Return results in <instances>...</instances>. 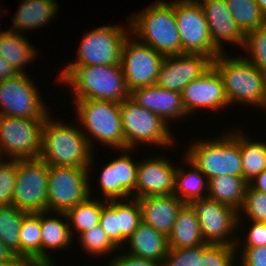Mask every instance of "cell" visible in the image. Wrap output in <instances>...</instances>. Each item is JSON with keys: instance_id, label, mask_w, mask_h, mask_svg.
Returning a JSON list of instances; mask_svg holds the SVG:
<instances>
[{"instance_id": "cell-3", "label": "cell", "mask_w": 266, "mask_h": 266, "mask_svg": "<svg viewBox=\"0 0 266 266\" xmlns=\"http://www.w3.org/2000/svg\"><path fill=\"white\" fill-rule=\"evenodd\" d=\"M93 152L80 127L55 121L49 115L42 130L40 159L48 166L91 168Z\"/></svg>"}, {"instance_id": "cell-15", "label": "cell", "mask_w": 266, "mask_h": 266, "mask_svg": "<svg viewBox=\"0 0 266 266\" xmlns=\"http://www.w3.org/2000/svg\"><path fill=\"white\" fill-rule=\"evenodd\" d=\"M127 37L122 47L121 67L129 91L156 85L164 55L152 47Z\"/></svg>"}, {"instance_id": "cell-47", "label": "cell", "mask_w": 266, "mask_h": 266, "mask_svg": "<svg viewBox=\"0 0 266 266\" xmlns=\"http://www.w3.org/2000/svg\"><path fill=\"white\" fill-rule=\"evenodd\" d=\"M19 74L3 57L0 56V82Z\"/></svg>"}, {"instance_id": "cell-32", "label": "cell", "mask_w": 266, "mask_h": 266, "mask_svg": "<svg viewBox=\"0 0 266 266\" xmlns=\"http://www.w3.org/2000/svg\"><path fill=\"white\" fill-rule=\"evenodd\" d=\"M240 132L242 177L249 183L266 170V143L252 140Z\"/></svg>"}, {"instance_id": "cell-13", "label": "cell", "mask_w": 266, "mask_h": 266, "mask_svg": "<svg viewBox=\"0 0 266 266\" xmlns=\"http://www.w3.org/2000/svg\"><path fill=\"white\" fill-rule=\"evenodd\" d=\"M27 73L0 82V116L47 119L50 115Z\"/></svg>"}, {"instance_id": "cell-31", "label": "cell", "mask_w": 266, "mask_h": 266, "mask_svg": "<svg viewBox=\"0 0 266 266\" xmlns=\"http://www.w3.org/2000/svg\"><path fill=\"white\" fill-rule=\"evenodd\" d=\"M88 196L83 202L72 207L67 213H55L58 216L65 218L72 226L75 232L79 234L97 226L100 221L102 207L106 204V200L92 199Z\"/></svg>"}, {"instance_id": "cell-44", "label": "cell", "mask_w": 266, "mask_h": 266, "mask_svg": "<svg viewBox=\"0 0 266 266\" xmlns=\"http://www.w3.org/2000/svg\"><path fill=\"white\" fill-rule=\"evenodd\" d=\"M242 249L241 266H266V245L257 247H236Z\"/></svg>"}, {"instance_id": "cell-51", "label": "cell", "mask_w": 266, "mask_h": 266, "mask_svg": "<svg viewBox=\"0 0 266 266\" xmlns=\"http://www.w3.org/2000/svg\"><path fill=\"white\" fill-rule=\"evenodd\" d=\"M262 108L266 109V98H265V102Z\"/></svg>"}, {"instance_id": "cell-23", "label": "cell", "mask_w": 266, "mask_h": 266, "mask_svg": "<svg viewBox=\"0 0 266 266\" xmlns=\"http://www.w3.org/2000/svg\"><path fill=\"white\" fill-rule=\"evenodd\" d=\"M126 244H129V252L126 253L159 263L163 262L169 251L168 237L143 222L126 240Z\"/></svg>"}, {"instance_id": "cell-5", "label": "cell", "mask_w": 266, "mask_h": 266, "mask_svg": "<svg viewBox=\"0 0 266 266\" xmlns=\"http://www.w3.org/2000/svg\"><path fill=\"white\" fill-rule=\"evenodd\" d=\"M230 132V133H229ZM222 137L197 140L189 145L185 156L207 177L222 175L242 177L240 131H229Z\"/></svg>"}, {"instance_id": "cell-30", "label": "cell", "mask_w": 266, "mask_h": 266, "mask_svg": "<svg viewBox=\"0 0 266 266\" xmlns=\"http://www.w3.org/2000/svg\"><path fill=\"white\" fill-rule=\"evenodd\" d=\"M19 233V258L33 266H41L40 213H27Z\"/></svg>"}, {"instance_id": "cell-11", "label": "cell", "mask_w": 266, "mask_h": 266, "mask_svg": "<svg viewBox=\"0 0 266 266\" xmlns=\"http://www.w3.org/2000/svg\"><path fill=\"white\" fill-rule=\"evenodd\" d=\"M175 18L182 53L203 54L212 61L221 53L210 38L204 10L197 0H175Z\"/></svg>"}, {"instance_id": "cell-29", "label": "cell", "mask_w": 266, "mask_h": 266, "mask_svg": "<svg viewBox=\"0 0 266 266\" xmlns=\"http://www.w3.org/2000/svg\"><path fill=\"white\" fill-rule=\"evenodd\" d=\"M248 183L243 177L233 175L217 176L209 180L208 198L228 205L239 212L244 203Z\"/></svg>"}, {"instance_id": "cell-17", "label": "cell", "mask_w": 266, "mask_h": 266, "mask_svg": "<svg viewBox=\"0 0 266 266\" xmlns=\"http://www.w3.org/2000/svg\"><path fill=\"white\" fill-rule=\"evenodd\" d=\"M181 97L187 117L201 108L220 111L229 106L222 77L213 65L199 78L191 81L182 90Z\"/></svg>"}, {"instance_id": "cell-40", "label": "cell", "mask_w": 266, "mask_h": 266, "mask_svg": "<svg viewBox=\"0 0 266 266\" xmlns=\"http://www.w3.org/2000/svg\"><path fill=\"white\" fill-rule=\"evenodd\" d=\"M17 177V160L0 161V206L12 205Z\"/></svg>"}, {"instance_id": "cell-12", "label": "cell", "mask_w": 266, "mask_h": 266, "mask_svg": "<svg viewBox=\"0 0 266 266\" xmlns=\"http://www.w3.org/2000/svg\"><path fill=\"white\" fill-rule=\"evenodd\" d=\"M48 172L40 158L17 160L12 205L29 214L47 211Z\"/></svg>"}, {"instance_id": "cell-42", "label": "cell", "mask_w": 266, "mask_h": 266, "mask_svg": "<svg viewBox=\"0 0 266 266\" xmlns=\"http://www.w3.org/2000/svg\"><path fill=\"white\" fill-rule=\"evenodd\" d=\"M196 246L182 249H169L162 266H195Z\"/></svg>"}, {"instance_id": "cell-19", "label": "cell", "mask_w": 266, "mask_h": 266, "mask_svg": "<svg viewBox=\"0 0 266 266\" xmlns=\"http://www.w3.org/2000/svg\"><path fill=\"white\" fill-rule=\"evenodd\" d=\"M176 168L170 159L160 155L138 161L135 193L131 198L174 194Z\"/></svg>"}, {"instance_id": "cell-50", "label": "cell", "mask_w": 266, "mask_h": 266, "mask_svg": "<svg viewBox=\"0 0 266 266\" xmlns=\"http://www.w3.org/2000/svg\"><path fill=\"white\" fill-rule=\"evenodd\" d=\"M0 266H33L31 263H0Z\"/></svg>"}, {"instance_id": "cell-33", "label": "cell", "mask_w": 266, "mask_h": 266, "mask_svg": "<svg viewBox=\"0 0 266 266\" xmlns=\"http://www.w3.org/2000/svg\"><path fill=\"white\" fill-rule=\"evenodd\" d=\"M225 2L230 15L245 35L266 24V17L255 0H225Z\"/></svg>"}, {"instance_id": "cell-21", "label": "cell", "mask_w": 266, "mask_h": 266, "mask_svg": "<svg viewBox=\"0 0 266 266\" xmlns=\"http://www.w3.org/2000/svg\"><path fill=\"white\" fill-rule=\"evenodd\" d=\"M130 98L140 106L157 114L168 125L174 118L186 117L181 93L160 88L157 85L140 87L130 92Z\"/></svg>"}, {"instance_id": "cell-1", "label": "cell", "mask_w": 266, "mask_h": 266, "mask_svg": "<svg viewBox=\"0 0 266 266\" xmlns=\"http://www.w3.org/2000/svg\"><path fill=\"white\" fill-rule=\"evenodd\" d=\"M58 80L68 87L74 99L113 101L130 97L121 64L66 66Z\"/></svg>"}, {"instance_id": "cell-2", "label": "cell", "mask_w": 266, "mask_h": 266, "mask_svg": "<svg viewBox=\"0 0 266 266\" xmlns=\"http://www.w3.org/2000/svg\"><path fill=\"white\" fill-rule=\"evenodd\" d=\"M129 17L132 36L164 56L183 54L175 18V0H156Z\"/></svg>"}, {"instance_id": "cell-36", "label": "cell", "mask_w": 266, "mask_h": 266, "mask_svg": "<svg viewBox=\"0 0 266 266\" xmlns=\"http://www.w3.org/2000/svg\"><path fill=\"white\" fill-rule=\"evenodd\" d=\"M237 252L236 245H212L205 242L196 246L195 266H233Z\"/></svg>"}, {"instance_id": "cell-45", "label": "cell", "mask_w": 266, "mask_h": 266, "mask_svg": "<svg viewBox=\"0 0 266 266\" xmlns=\"http://www.w3.org/2000/svg\"><path fill=\"white\" fill-rule=\"evenodd\" d=\"M120 254L111 258L110 263L106 266H162V263L151 259L135 257L124 252Z\"/></svg>"}, {"instance_id": "cell-27", "label": "cell", "mask_w": 266, "mask_h": 266, "mask_svg": "<svg viewBox=\"0 0 266 266\" xmlns=\"http://www.w3.org/2000/svg\"><path fill=\"white\" fill-rule=\"evenodd\" d=\"M23 36L25 35L10 29L0 32V56L18 73H26L25 65L38 56L37 49Z\"/></svg>"}, {"instance_id": "cell-34", "label": "cell", "mask_w": 266, "mask_h": 266, "mask_svg": "<svg viewBox=\"0 0 266 266\" xmlns=\"http://www.w3.org/2000/svg\"><path fill=\"white\" fill-rule=\"evenodd\" d=\"M125 201H122V199H120V201L119 199L116 200L118 249L120 251L123 248L122 245L126 243V240L142 222L140 203L138 199L128 198Z\"/></svg>"}, {"instance_id": "cell-18", "label": "cell", "mask_w": 266, "mask_h": 266, "mask_svg": "<svg viewBox=\"0 0 266 266\" xmlns=\"http://www.w3.org/2000/svg\"><path fill=\"white\" fill-rule=\"evenodd\" d=\"M129 150V151H128ZM130 150L125 151L120 157L114 158L108 164H105L99 178V187L102 194V199L117 200L128 199L135 192L138 162H134L129 156Z\"/></svg>"}, {"instance_id": "cell-22", "label": "cell", "mask_w": 266, "mask_h": 266, "mask_svg": "<svg viewBox=\"0 0 266 266\" xmlns=\"http://www.w3.org/2000/svg\"><path fill=\"white\" fill-rule=\"evenodd\" d=\"M142 222L169 236L184 203L174 194L138 198Z\"/></svg>"}, {"instance_id": "cell-49", "label": "cell", "mask_w": 266, "mask_h": 266, "mask_svg": "<svg viewBox=\"0 0 266 266\" xmlns=\"http://www.w3.org/2000/svg\"><path fill=\"white\" fill-rule=\"evenodd\" d=\"M255 1L260 7L262 14L266 17V0H255Z\"/></svg>"}, {"instance_id": "cell-25", "label": "cell", "mask_w": 266, "mask_h": 266, "mask_svg": "<svg viewBox=\"0 0 266 266\" xmlns=\"http://www.w3.org/2000/svg\"><path fill=\"white\" fill-rule=\"evenodd\" d=\"M57 9L55 0H23L13 16V27L10 30L23 34L25 30L43 27L54 18Z\"/></svg>"}, {"instance_id": "cell-16", "label": "cell", "mask_w": 266, "mask_h": 266, "mask_svg": "<svg viewBox=\"0 0 266 266\" xmlns=\"http://www.w3.org/2000/svg\"><path fill=\"white\" fill-rule=\"evenodd\" d=\"M212 65L203 54L183 53L165 56L158 73L156 85L179 93L193 80L199 78Z\"/></svg>"}, {"instance_id": "cell-26", "label": "cell", "mask_w": 266, "mask_h": 266, "mask_svg": "<svg viewBox=\"0 0 266 266\" xmlns=\"http://www.w3.org/2000/svg\"><path fill=\"white\" fill-rule=\"evenodd\" d=\"M200 224L190 204H184L176 217L173 229L168 236L169 249H182L204 244Z\"/></svg>"}, {"instance_id": "cell-37", "label": "cell", "mask_w": 266, "mask_h": 266, "mask_svg": "<svg viewBox=\"0 0 266 266\" xmlns=\"http://www.w3.org/2000/svg\"><path fill=\"white\" fill-rule=\"evenodd\" d=\"M243 48L250 53L246 59L266 74V24L246 34Z\"/></svg>"}, {"instance_id": "cell-9", "label": "cell", "mask_w": 266, "mask_h": 266, "mask_svg": "<svg viewBox=\"0 0 266 266\" xmlns=\"http://www.w3.org/2000/svg\"><path fill=\"white\" fill-rule=\"evenodd\" d=\"M128 29L109 24L87 31L77 50L76 61L67 66L112 65L120 64L124 41L131 33L130 22ZM127 31V32H126Z\"/></svg>"}, {"instance_id": "cell-48", "label": "cell", "mask_w": 266, "mask_h": 266, "mask_svg": "<svg viewBox=\"0 0 266 266\" xmlns=\"http://www.w3.org/2000/svg\"><path fill=\"white\" fill-rule=\"evenodd\" d=\"M248 185L254 190L266 193V170L258 174Z\"/></svg>"}, {"instance_id": "cell-28", "label": "cell", "mask_w": 266, "mask_h": 266, "mask_svg": "<svg viewBox=\"0 0 266 266\" xmlns=\"http://www.w3.org/2000/svg\"><path fill=\"white\" fill-rule=\"evenodd\" d=\"M185 160L192 168L190 171L181 169V167L176 168L174 195L184 204H190L193 201L207 198L209 181L186 156ZM202 190L206 195L203 196Z\"/></svg>"}, {"instance_id": "cell-39", "label": "cell", "mask_w": 266, "mask_h": 266, "mask_svg": "<svg viewBox=\"0 0 266 266\" xmlns=\"http://www.w3.org/2000/svg\"><path fill=\"white\" fill-rule=\"evenodd\" d=\"M241 209L238 212V226L242 222V212L249 217V221L266 222V193L254 190L247 185Z\"/></svg>"}, {"instance_id": "cell-41", "label": "cell", "mask_w": 266, "mask_h": 266, "mask_svg": "<svg viewBox=\"0 0 266 266\" xmlns=\"http://www.w3.org/2000/svg\"><path fill=\"white\" fill-rule=\"evenodd\" d=\"M99 225L110 241L118 248V223L116 217V200H106L102 207Z\"/></svg>"}, {"instance_id": "cell-14", "label": "cell", "mask_w": 266, "mask_h": 266, "mask_svg": "<svg viewBox=\"0 0 266 266\" xmlns=\"http://www.w3.org/2000/svg\"><path fill=\"white\" fill-rule=\"evenodd\" d=\"M190 205L196 213L206 243L236 245L238 237L235 238L233 232L238 228V211L208 197L193 201Z\"/></svg>"}, {"instance_id": "cell-46", "label": "cell", "mask_w": 266, "mask_h": 266, "mask_svg": "<svg viewBox=\"0 0 266 266\" xmlns=\"http://www.w3.org/2000/svg\"><path fill=\"white\" fill-rule=\"evenodd\" d=\"M0 263L7 264V263H29V262L20 259L14 252H12L0 241Z\"/></svg>"}, {"instance_id": "cell-20", "label": "cell", "mask_w": 266, "mask_h": 266, "mask_svg": "<svg viewBox=\"0 0 266 266\" xmlns=\"http://www.w3.org/2000/svg\"><path fill=\"white\" fill-rule=\"evenodd\" d=\"M204 10L208 31L214 46L223 53V42L244 47L245 34L230 15L225 0H197Z\"/></svg>"}, {"instance_id": "cell-6", "label": "cell", "mask_w": 266, "mask_h": 266, "mask_svg": "<svg viewBox=\"0 0 266 266\" xmlns=\"http://www.w3.org/2000/svg\"><path fill=\"white\" fill-rule=\"evenodd\" d=\"M74 102L76 120L92 151L94 139L117 150L125 149L120 103L89 99H74Z\"/></svg>"}, {"instance_id": "cell-10", "label": "cell", "mask_w": 266, "mask_h": 266, "mask_svg": "<svg viewBox=\"0 0 266 266\" xmlns=\"http://www.w3.org/2000/svg\"><path fill=\"white\" fill-rule=\"evenodd\" d=\"M89 168L49 166L47 211L67 213L91 195Z\"/></svg>"}, {"instance_id": "cell-43", "label": "cell", "mask_w": 266, "mask_h": 266, "mask_svg": "<svg viewBox=\"0 0 266 266\" xmlns=\"http://www.w3.org/2000/svg\"><path fill=\"white\" fill-rule=\"evenodd\" d=\"M251 227L248 230L245 241L242 243L238 239L236 247H257L266 245V222L251 221ZM241 243V244H240Z\"/></svg>"}, {"instance_id": "cell-38", "label": "cell", "mask_w": 266, "mask_h": 266, "mask_svg": "<svg viewBox=\"0 0 266 266\" xmlns=\"http://www.w3.org/2000/svg\"><path fill=\"white\" fill-rule=\"evenodd\" d=\"M83 250L90 255H105L110 254L111 251L118 249L108 238L103 228L98 224L92 229L85 231L78 236Z\"/></svg>"}, {"instance_id": "cell-24", "label": "cell", "mask_w": 266, "mask_h": 266, "mask_svg": "<svg viewBox=\"0 0 266 266\" xmlns=\"http://www.w3.org/2000/svg\"><path fill=\"white\" fill-rule=\"evenodd\" d=\"M50 212H40L41 225V266L56 265L52 256H49L48 249H64L71 246L73 240V231L70 229L69 222L55 217H50Z\"/></svg>"}, {"instance_id": "cell-7", "label": "cell", "mask_w": 266, "mask_h": 266, "mask_svg": "<svg viewBox=\"0 0 266 266\" xmlns=\"http://www.w3.org/2000/svg\"><path fill=\"white\" fill-rule=\"evenodd\" d=\"M125 149H136L139 144L174 145L170 126L157 114L137 104L130 97L120 102Z\"/></svg>"}, {"instance_id": "cell-8", "label": "cell", "mask_w": 266, "mask_h": 266, "mask_svg": "<svg viewBox=\"0 0 266 266\" xmlns=\"http://www.w3.org/2000/svg\"><path fill=\"white\" fill-rule=\"evenodd\" d=\"M46 119L0 116V156L11 160L37 159Z\"/></svg>"}, {"instance_id": "cell-35", "label": "cell", "mask_w": 266, "mask_h": 266, "mask_svg": "<svg viewBox=\"0 0 266 266\" xmlns=\"http://www.w3.org/2000/svg\"><path fill=\"white\" fill-rule=\"evenodd\" d=\"M27 213L13 205L0 206V241L19 257V232Z\"/></svg>"}, {"instance_id": "cell-4", "label": "cell", "mask_w": 266, "mask_h": 266, "mask_svg": "<svg viewBox=\"0 0 266 266\" xmlns=\"http://www.w3.org/2000/svg\"><path fill=\"white\" fill-rule=\"evenodd\" d=\"M220 53L212 65L222 77L229 102L263 107L266 98V74L260 71L246 57H230Z\"/></svg>"}]
</instances>
